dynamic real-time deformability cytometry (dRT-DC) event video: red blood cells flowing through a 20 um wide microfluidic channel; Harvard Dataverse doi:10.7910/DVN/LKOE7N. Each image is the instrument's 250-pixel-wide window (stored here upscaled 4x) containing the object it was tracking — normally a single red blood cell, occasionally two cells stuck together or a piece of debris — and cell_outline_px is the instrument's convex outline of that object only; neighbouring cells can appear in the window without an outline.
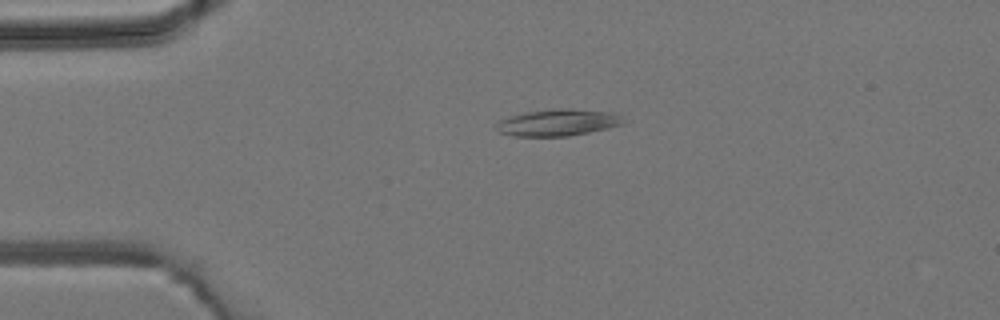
{"species": "common noctule bat (a hibernating species)", "species_latin": "Nyctalus noctula", "temperature_condition": "room temperature", "stored_images_in_passage": 4, "camera_frame_rate_fps": 3000, "um_per_image_px": 0.085, "animal": {"sex": "male", "body_mass_g": 19.2, "forearm_length_mm": 51.8}, "frame": {"image": 1, "passage_image": 3, "time_ms": 3.333, "image_size_px": [1000, 320], "cell_outline_px": [[624, 124], [608, 128], [568, 136], [512, 136], [496, 132], [496, 124], [500, 120], [508, 116], [524, 112], [556, 108], [568, 108], [616, 112], [620, 116]], "centroid_in_image_um": [47.38, 10.41], "position_along_channel_um": 37.6, "area_um2": 20.0}}